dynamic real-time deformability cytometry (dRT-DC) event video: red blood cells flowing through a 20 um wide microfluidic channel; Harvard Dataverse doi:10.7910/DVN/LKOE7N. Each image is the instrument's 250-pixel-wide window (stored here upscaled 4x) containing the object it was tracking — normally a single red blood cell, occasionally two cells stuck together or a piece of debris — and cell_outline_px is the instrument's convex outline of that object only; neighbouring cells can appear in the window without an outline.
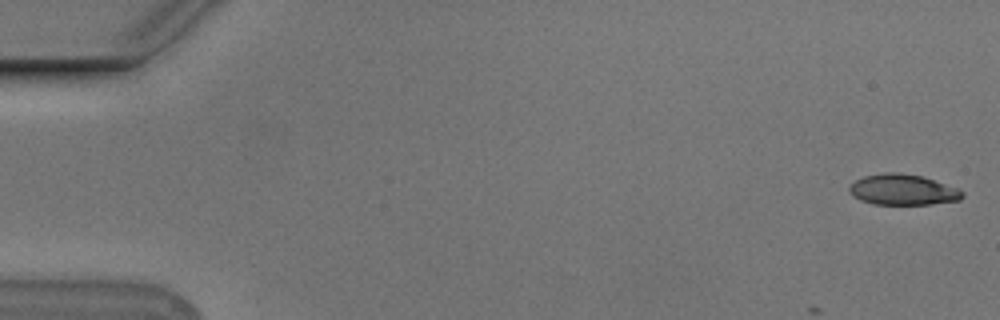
{"species": "Egyptian fruit bat (a non-hibernating species)", "species_latin": "Rousettus aegyptiacus", "temperature_condition": "cold", "stored_images_in_passage": 5, "camera_frame_rate_fps": 3000, "um_per_image_px": 0.085, "animal": {"sex": "male"}, "frame": {"image": 1, "passage_image": 1, "time_ms": 0.0, "image_size_px": [1000, 320], "cell_outline_px": [[964, 196], [960, 200], [932, 204], [872, 204], [860, 200], [852, 196], [848, 192], [848, 188], [856, 180], [864, 176], [884, 172], [900, 172], [924, 176], [960, 188], [964, 192]], "centroid_in_image_um": [76.77, 16.12], "position_along_channel_um": 8.2, "area_um2": 20.63}}